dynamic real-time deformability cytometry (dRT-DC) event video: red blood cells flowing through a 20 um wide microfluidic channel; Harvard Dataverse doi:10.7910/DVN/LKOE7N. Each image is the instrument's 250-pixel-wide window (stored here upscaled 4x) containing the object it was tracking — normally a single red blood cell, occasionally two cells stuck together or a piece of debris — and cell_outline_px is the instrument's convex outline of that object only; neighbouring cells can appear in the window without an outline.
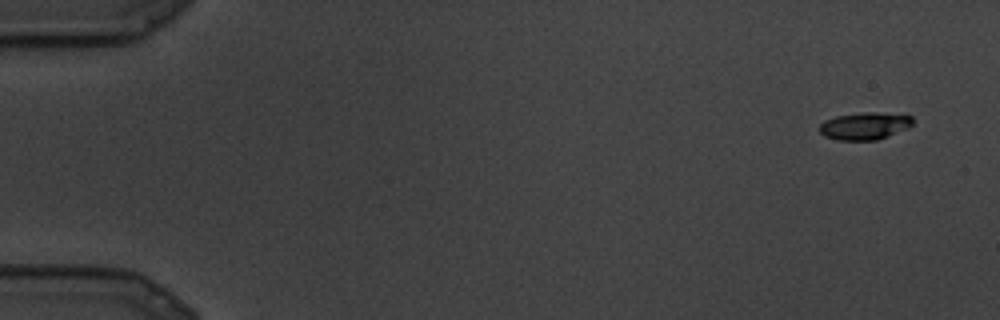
{"species": "common noctule bat (a hibernating species)", "species_latin": "Nyctalus noctula", "temperature_condition": "cold", "stored_images_in_passage": 9, "camera_frame_rate_fps": 3000, "um_per_image_px": 0.085, "animal": {"sex": "male", "body_mass_g": 19.5, "forearm_length_mm": 54.6}, "frame": {"image": 1, "passage_image": 1, "time_ms": 0.0, "image_size_px": [1000, 320], "cell_outline_px": [[912, 124], [908, 128], [876, 140], [836, 140], [824, 136], [816, 128], [824, 120], [836, 116], [864, 112], [876, 112], [912, 116]], "centroid_in_image_um": [73.44, 10.71], "position_along_channel_um": 11.6, "area_um2": 14.85}}